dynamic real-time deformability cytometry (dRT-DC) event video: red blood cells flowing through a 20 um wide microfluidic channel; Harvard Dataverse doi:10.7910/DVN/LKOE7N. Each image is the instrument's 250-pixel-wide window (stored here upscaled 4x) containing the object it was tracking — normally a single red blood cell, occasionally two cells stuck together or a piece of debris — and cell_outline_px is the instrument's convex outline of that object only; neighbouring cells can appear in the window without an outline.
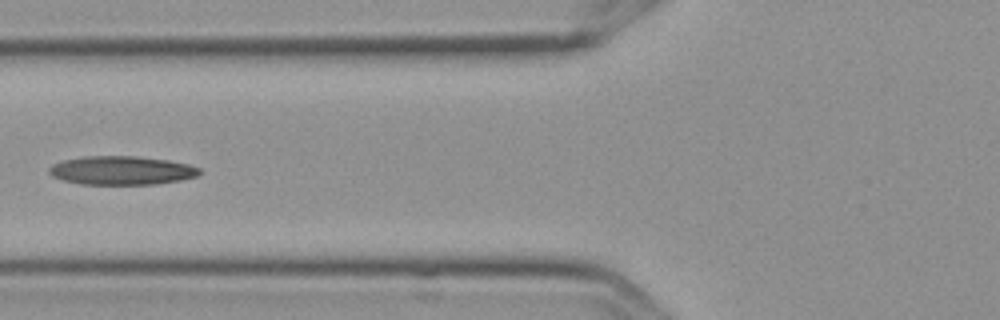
{"species": "Egyptian fruit bat (a non-hibernating species)", "species_latin": "Rousettus aegyptiacus", "temperature_condition": "cold", "stored_images_in_passage": 7, "camera_frame_rate_fps": 3000, "um_per_image_px": 0.085, "frame": {"image": 1, "passage_image": 7, "time_ms": 2.0, "image_size_px": [1000, 320], "cell_outline_px": [[200, 172], [196, 176], [180, 180], [156, 184], [80, 184], [64, 180], [52, 176], [48, 172], [48, 168], [52, 164], [64, 160], [84, 156], [136, 156], [168, 160], [188, 164], [200, 168]], "centroid_in_image_um": [10.31, 14.48], "position_along_channel_um": 115.5, "area_um2": 25.09}}